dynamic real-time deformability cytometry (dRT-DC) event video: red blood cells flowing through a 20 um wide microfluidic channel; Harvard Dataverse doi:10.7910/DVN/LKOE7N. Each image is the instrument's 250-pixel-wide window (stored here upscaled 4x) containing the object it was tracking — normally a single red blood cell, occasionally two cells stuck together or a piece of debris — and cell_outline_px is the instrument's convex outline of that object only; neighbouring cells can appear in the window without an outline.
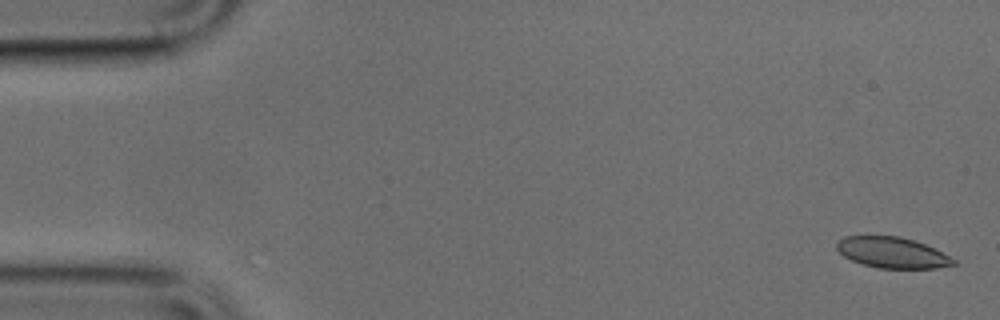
{"species": "common noctule bat (a hibernating species)", "species_latin": "Nyctalus noctula", "temperature_condition": "cold", "stored_images_in_passage": 50, "camera_frame_rate_fps": 3000, "um_per_image_px": 0.085, "animal": {"sex": "male", "body_mass_g": 17.9, "forearm_length_mm": 54.2}, "frame": {"image": 1, "passage_image": 2, "time_ms": 0.333, "image_size_px": [1000, 320], "cell_outline_px": [[956, 264], [936, 268], [880, 268], [864, 264], [852, 260], [844, 256], [836, 248], [836, 244], [844, 236], [900, 236], [924, 244], [956, 260]], "centroid_in_image_um": [75.82, 21.47], "position_along_channel_um": 9.2, "area_um2": 20.58}}
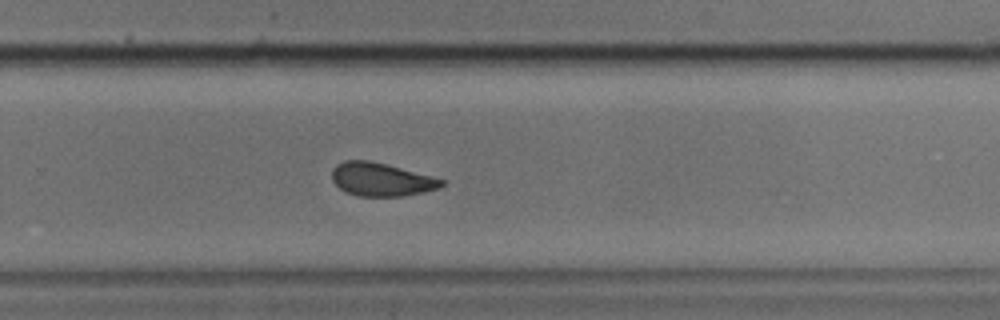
{"frame": {"image": 2, "passage_image": 33, "time_ms": 10.667, "image_size_px": [1000, 320], "cell_outline_px": [[444, 184], [440, 188], [424, 192], [404, 196], [360, 196], [344, 192], [332, 180], [332, 168], [336, 164], [344, 160], [368, 160], [388, 164], [432, 176], [444, 180]], "centroid_in_image_um": [32.4, 15.25], "position_along_channel_um": 297.4, "area_um2": 21.44}}
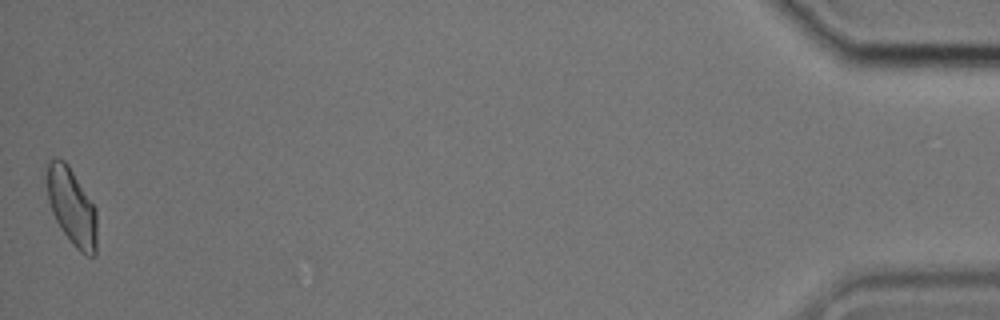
{"frame": {"image": 3, "passage_image": 50, "time_ms": 16.333, "image_size_px": [1000, 320], "cell_outline_px": [[96, 256], [88, 256], [80, 252], [72, 244], [60, 228], [52, 212], [48, 200], [44, 168], [48, 160], [52, 156], [56, 156], [64, 160], [68, 164], [96, 208]], "centroid_in_image_um": [6.05, 17.5], "position_along_channel_um": 429.1, "area_um2": 23.0}}